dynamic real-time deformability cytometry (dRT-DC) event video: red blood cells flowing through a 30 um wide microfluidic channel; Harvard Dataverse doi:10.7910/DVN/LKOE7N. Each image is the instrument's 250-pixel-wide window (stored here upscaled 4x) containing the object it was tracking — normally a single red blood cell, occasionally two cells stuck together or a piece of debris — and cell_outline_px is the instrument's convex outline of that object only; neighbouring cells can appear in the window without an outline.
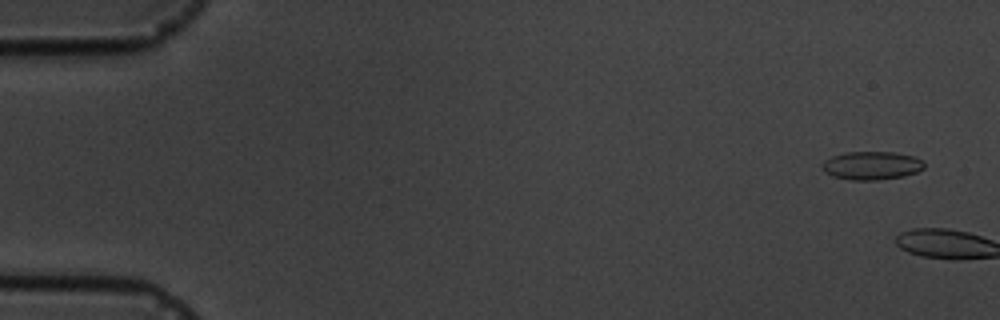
{"species": "common noctule bat (a hibernating species)", "species_latin": "Nyctalus noctula", "temperature_condition": "cold", "stored_images_in_passage": 2, "camera_frame_rate_fps": 3000, "um_per_image_px": 0.085, "animal": {"sex": "male", "body_mass_g": 19.5, "forearm_length_mm": 54.6}, "frame": {"image": 1, "passage_image": 1, "time_ms": 0.0, "image_size_px": [1000, 320], "cell_outline_px": [[924, 168], [916, 172], [904, 176], [876, 180], [852, 180], [832, 176], [824, 172], [820, 168], [820, 164], [824, 160], [832, 156], [844, 152], [896, 152], [916, 156], [924, 160]], "centroid_in_image_um": [74.07, 14.06], "position_along_channel_um": 10.9, "area_um2": 17.17}}